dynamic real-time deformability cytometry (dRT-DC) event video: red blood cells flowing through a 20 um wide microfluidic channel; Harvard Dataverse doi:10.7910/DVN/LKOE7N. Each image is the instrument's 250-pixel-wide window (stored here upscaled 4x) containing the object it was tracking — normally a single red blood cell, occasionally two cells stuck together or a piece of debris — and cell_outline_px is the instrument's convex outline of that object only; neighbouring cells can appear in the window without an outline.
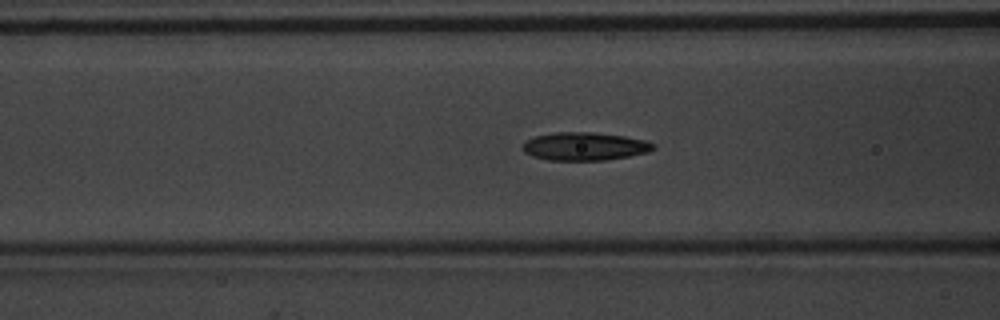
{"species": "common noctule bat (a hibernating species)", "species_latin": "Nyctalus noctula", "temperature_condition": "warm", "stored_images_in_passage": 36, "camera_frame_rate_fps": 3000, "um_per_image_px": 0.085, "animal": {"sex": "male", "body_mass_g": 20.1, "forearm_length_mm": 53.5}, "frame": {"image": 1, "passage_image": 4, "time_ms": 1.0, "image_size_px": [1000, 320], "cell_outline_px": [[656, 148], [648, 152], [628, 156], [604, 160], [548, 160], [532, 156], [524, 152], [520, 148], [524, 140], [536, 136], [556, 132], [592, 132], [624, 136], [644, 140], [656, 144]], "centroid_in_image_um": [49.66, 12.44], "position_along_channel_um": 116.9, "area_um2": 21.5}}
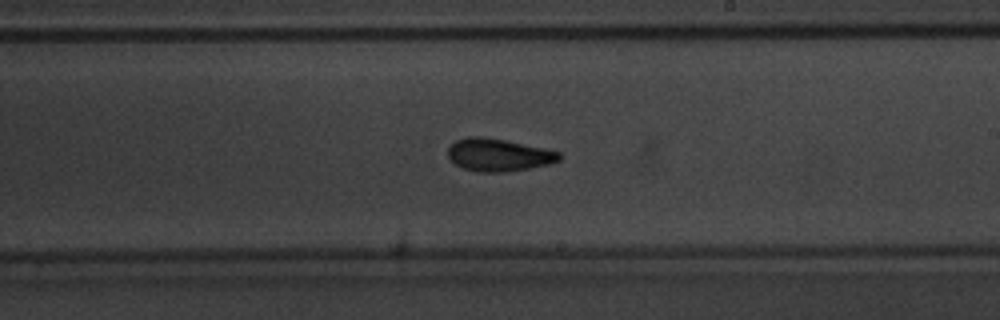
{"frame": {"image": 2, "passage_image": 14, "time_ms": 4.333, "image_size_px": [1000, 320], "cell_outline_px": [[560, 160], [552, 164], [504, 172], [476, 172], [464, 168], [456, 164], [448, 156], [448, 148], [456, 140], [468, 136], [480, 136], [504, 140], [560, 152]], "centroid_in_image_um": [42.36, 13.17], "position_along_channel_um": 246.6, "area_um2": 20.92}}
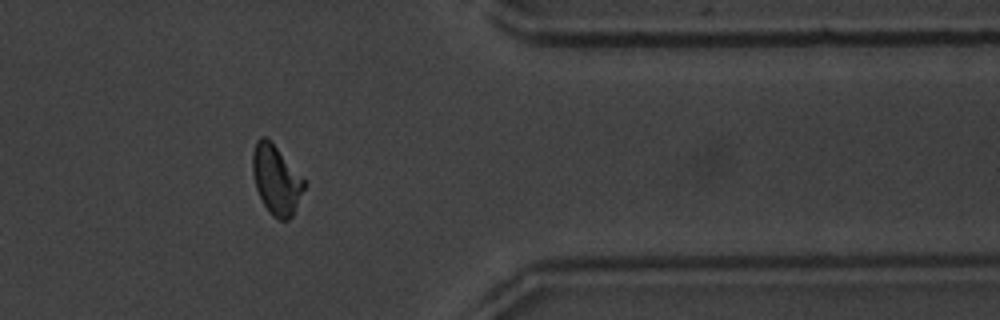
{"frame": {"image": 3, "passage_image": 26, "time_ms": 8.333, "image_size_px": [1000, 320], "cell_outline_px": [[308, 184], [292, 216], [288, 220], [280, 220], [272, 216], [264, 204], [256, 188], [252, 172], [252, 152], [256, 140], [260, 136], [264, 136], [276, 148]], "centroid_in_image_um": [23.48, 15.31], "position_along_channel_um": 387.9, "area_um2": 20.58}}